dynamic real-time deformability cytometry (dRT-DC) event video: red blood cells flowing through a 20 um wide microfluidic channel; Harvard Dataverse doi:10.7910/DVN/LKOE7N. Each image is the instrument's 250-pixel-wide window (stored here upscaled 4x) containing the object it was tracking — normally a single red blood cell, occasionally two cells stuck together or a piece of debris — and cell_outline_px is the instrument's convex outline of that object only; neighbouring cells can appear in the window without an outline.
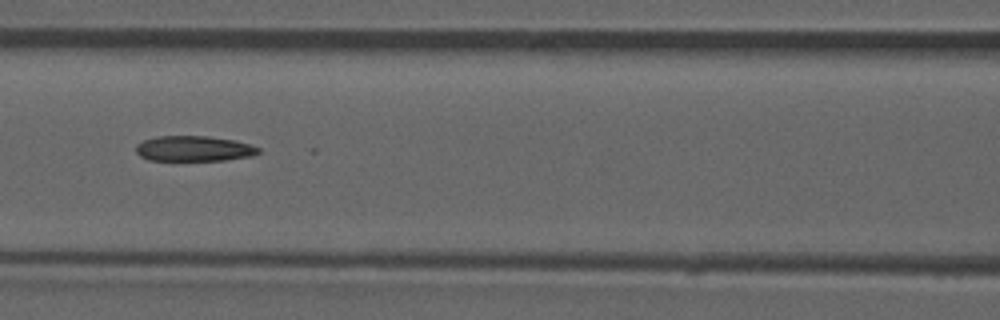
{"species": "common noctule bat (a hibernating species)", "species_latin": "Nyctalus noctula", "temperature_condition": "room temperature", "stored_images_in_passage": 52, "camera_frame_rate_fps": 3000, "um_per_image_px": 0.085, "animal": {"sex": "male", "forearm_length_mm": 52.5}, "frame": {"image": 1, "passage_image": 23, "time_ms": 7.333, "image_size_px": [1000, 320], "cell_outline_px": [[260, 152], [252, 156], [224, 160], [148, 160], [140, 156], [136, 152], [136, 144], [144, 140], [156, 136], [208, 136], [236, 140], [260, 148]], "centroid_in_image_um": [16.47, 12.63], "position_along_channel_um": 150.1, "area_um2": 18.15}, "authors_computed_cell_mechanics": {"area_um2": 19.3052, "velocity_mm_per_s": 3.965, "shape_relaxation_time_tau1_ms": null, "shape_relaxation_time_tau2_ms": 4.5935, "deformation_change_tau1": null, "deformation_change_tau2": 0.1413}}